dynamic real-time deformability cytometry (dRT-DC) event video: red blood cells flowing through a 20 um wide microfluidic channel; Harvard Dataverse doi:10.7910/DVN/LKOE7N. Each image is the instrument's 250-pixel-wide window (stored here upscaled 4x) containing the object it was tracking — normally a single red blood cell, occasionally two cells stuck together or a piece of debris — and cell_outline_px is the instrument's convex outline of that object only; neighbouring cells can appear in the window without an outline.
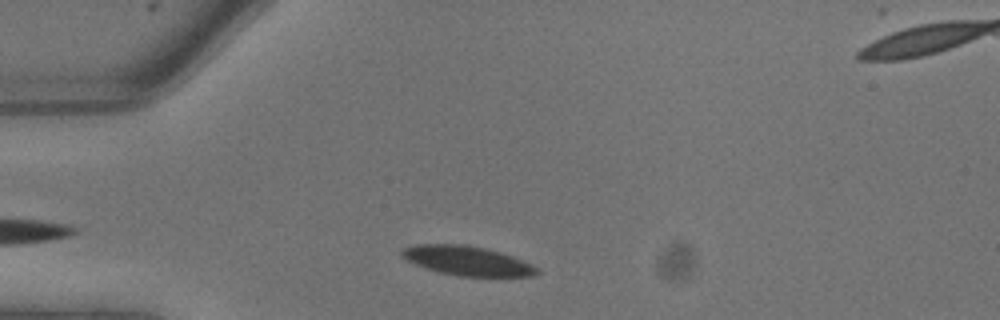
{"species": "common noctule bat (a hibernating species)", "species_latin": "Nyctalus noctula", "temperature_condition": "warm", "stored_images_in_passage": 2, "camera_frame_rate_fps": 3000, "um_per_image_px": 0.085, "animal": {"sex": "male", "body_mass_g": 13.3}, "frame": {"image": 1, "passage_image": 1, "time_ms": 0.0, "image_size_px": [1000, 320], "cell_outline_px": [[540, 272], [532, 276], [460, 276], [440, 272], [416, 264], [400, 256], [400, 252], [404, 248], [416, 244], [468, 244], [500, 252], [512, 256], [532, 264]], "centroid_in_image_um": [39.71, 22.15], "position_along_channel_um": 45.3, "area_um2": 22.89}}